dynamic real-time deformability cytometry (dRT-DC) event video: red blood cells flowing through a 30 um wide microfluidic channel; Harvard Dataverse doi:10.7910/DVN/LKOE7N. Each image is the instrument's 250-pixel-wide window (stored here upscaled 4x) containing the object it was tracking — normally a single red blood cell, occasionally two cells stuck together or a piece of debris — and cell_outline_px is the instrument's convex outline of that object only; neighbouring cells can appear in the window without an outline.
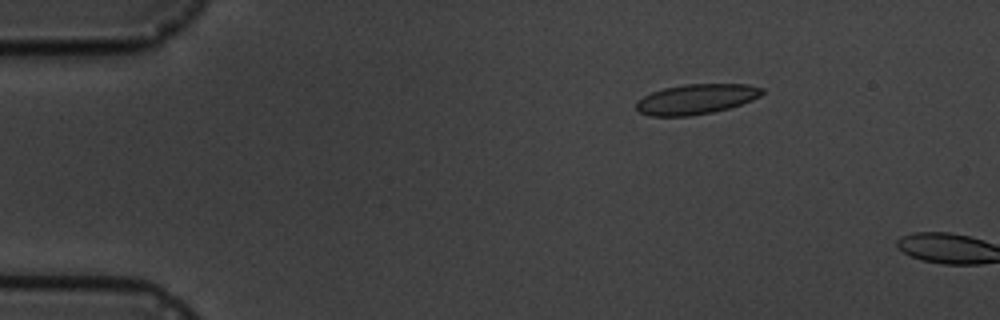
{"species": "common noctule bat (a hibernating species)", "species_latin": "Nyctalus noctula", "temperature_condition": "cold", "stored_images_in_passage": 3, "camera_frame_rate_fps": 3000, "um_per_image_px": 0.085, "animal": {"sex": "male", "body_mass_g": 19.5, "forearm_length_mm": 54.6}, "frame": {"image": 1, "passage_image": 2, "time_ms": 1.0, "image_size_px": [1000, 320], "cell_outline_px": [[764, 92], [760, 96], [752, 100], [728, 108], [712, 112], [688, 116], [652, 116], [640, 112], [636, 108], [636, 100], [652, 92], [664, 88], [684, 84], [748, 84], [764, 88]], "centroid_in_image_um": [59.18, 8.42], "position_along_channel_um": 25.8, "area_um2": 22.02}}